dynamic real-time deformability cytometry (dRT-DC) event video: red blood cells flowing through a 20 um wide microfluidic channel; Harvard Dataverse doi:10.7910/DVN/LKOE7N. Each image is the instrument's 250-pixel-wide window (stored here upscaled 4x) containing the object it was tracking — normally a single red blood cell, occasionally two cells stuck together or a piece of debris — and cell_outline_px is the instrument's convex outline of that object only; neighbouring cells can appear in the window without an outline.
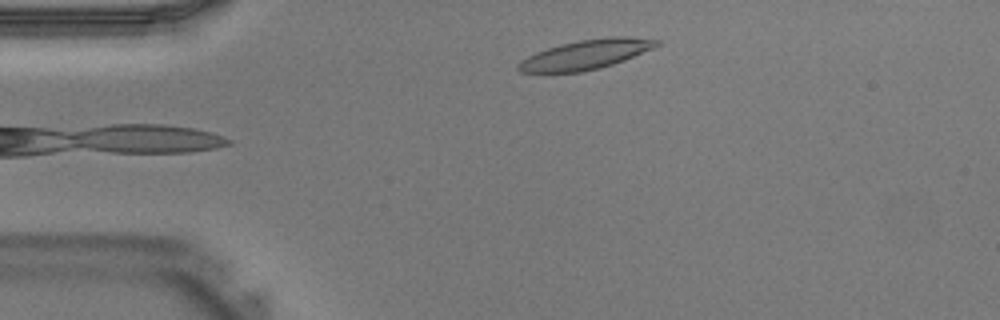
{"species": "Egyptian fruit bat (a non-hibernating species)", "species_latin": "Rousettus aegyptiacus", "temperature_condition": "warm", "stored_images_in_passage": 34, "camera_frame_rate_fps": 3000, "um_per_image_px": 0.085, "animal": {"sex": "male"}, "frame": {"image": 1, "passage_image": 3, "time_ms": 0.667, "image_size_px": [1000, 320], "cell_outline_px": [[660, 44], [652, 48], [624, 60], [600, 68], [580, 72], [520, 72], [516, 68], [516, 64], [520, 60], [536, 52], [560, 44], [580, 40], [608, 36], [628, 36], [660, 40]], "centroid_in_image_um": [49.77, 4.63], "position_along_channel_um": 35.2, "area_um2": 23.7}}
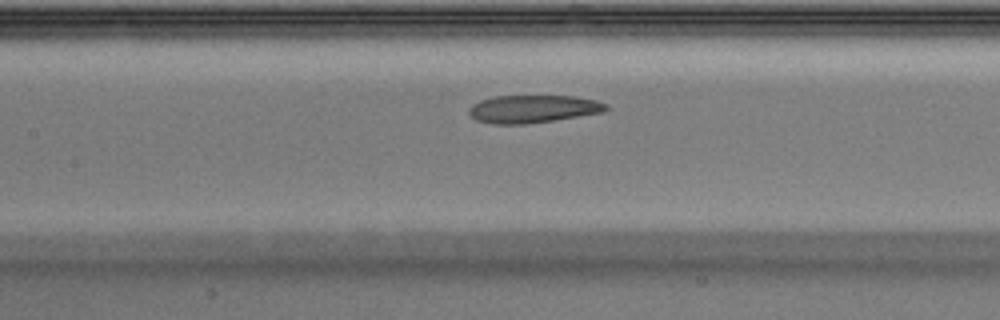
{"frame": {"image": 2, "passage_image": 13, "time_ms": 4.0, "image_size_px": [1000, 320], "cell_outline_px": [[608, 108], [604, 112], [528, 124], [492, 124], [476, 120], [468, 112], [468, 108], [472, 104], [480, 100], [496, 96], [572, 96], [596, 100], [608, 104]], "centroid_in_image_um": [45.29, 9.26], "position_along_channel_um": 162.1, "area_um2": 22.2}}
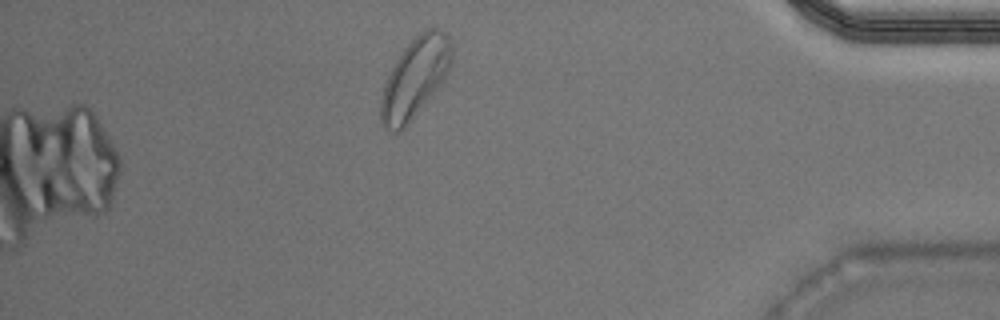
{"frame": {"image": 3, "passage_image": 30, "time_ms": 9.667, "image_size_px": [1000, 320], "cell_outline_px": [[452, 56], [448, 72], [444, 80], [408, 124], [404, 128], [396, 132], [392, 132], [384, 128], [380, 124], [380, 100], [384, 84], [396, 60], [404, 48], [424, 28], [436, 28], [444, 32], [452, 40]], "centroid_in_image_um": [35.27, 6.62], "position_along_channel_um": 399.9, "area_um2": 32.95}}